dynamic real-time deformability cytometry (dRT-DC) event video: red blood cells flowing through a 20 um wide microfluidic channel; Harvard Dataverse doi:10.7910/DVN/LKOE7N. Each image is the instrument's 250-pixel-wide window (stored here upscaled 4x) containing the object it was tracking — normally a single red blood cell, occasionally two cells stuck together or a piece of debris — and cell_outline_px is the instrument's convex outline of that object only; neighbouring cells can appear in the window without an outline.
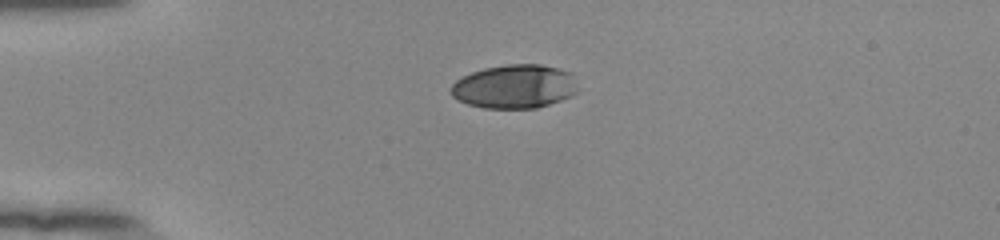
{"species": "human", "species_latin": "Homo sapiens", "temperature_condition": "room temperature", "stored_images_in_passage": 41, "camera_frame_rate_fps": 3000, "um_per_image_px": 0.085, "donor": {"sex": "female"}, "frame": {"image": 1, "passage_image": 1, "time_ms": 0.0, "image_size_px": [1000, 240], "cell_outline_px": [[576, 92], [572, 96], [536, 108], [484, 108], [468, 104], [452, 96], [448, 92], [448, 88], [456, 80], [472, 72], [484, 68], [508, 64], [540, 64], [560, 68], [572, 72]], "centroid_in_image_um": [43.71, 7.35], "position_along_channel_um": 41.3, "area_um2": 32.43}}
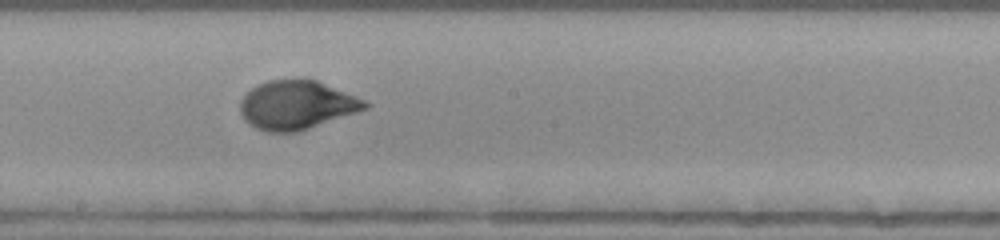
{"frame": {"image": 2, "passage_image": 18, "time_ms": 5.667, "image_size_px": [1000, 240], "cell_outline_px": [[372, 104], [368, 108], [296, 132], [268, 132], [256, 128], [248, 124], [244, 120], [240, 112], [240, 100], [256, 84], [268, 80], [296, 76], [304, 76], [316, 80], [364, 100]], "centroid_in_image_um": [25.17, 8.88], "position_along_channel_um": 223.0, "area_um2": 35.84}}
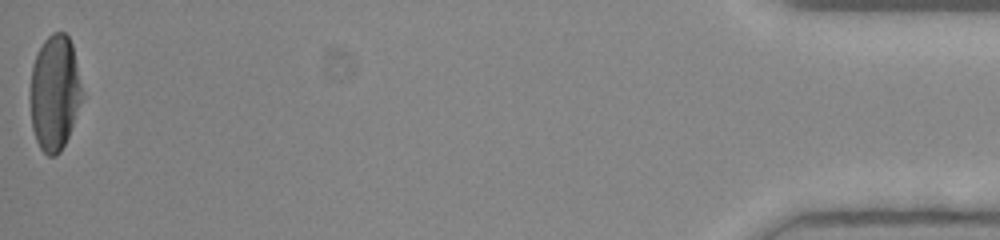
{"frame": {"image": 3, "passage_image": 41, "time_ms": 13.333, "image_size_px": [1000, 240], "cell_outline_px": [[84, 96], [68, 136], [60, 152], [56, 156], [48, 156], [40, 148], [36, 140], [32, 128], [28, 100], [28, 96], [32, 64], [44, 40], [52, 32], [64, 32], [68, 36], [72, 44]], "centroid_in_image_um": [4.62, 7.89], "position_along_channel_um": 430.6, "area_um2": 35.43}, "authors_computed_cell_mechanics": {"area_um2": 35.2002, "velocity_mm_per_s": 3.8625, "shape_relaxation_time_tau1_ms": 4.1089, "shape_relaxation_time_tau2_ms": null, "deformation_change_tau1": 0.1991, "deformation_change_tau2": null}}